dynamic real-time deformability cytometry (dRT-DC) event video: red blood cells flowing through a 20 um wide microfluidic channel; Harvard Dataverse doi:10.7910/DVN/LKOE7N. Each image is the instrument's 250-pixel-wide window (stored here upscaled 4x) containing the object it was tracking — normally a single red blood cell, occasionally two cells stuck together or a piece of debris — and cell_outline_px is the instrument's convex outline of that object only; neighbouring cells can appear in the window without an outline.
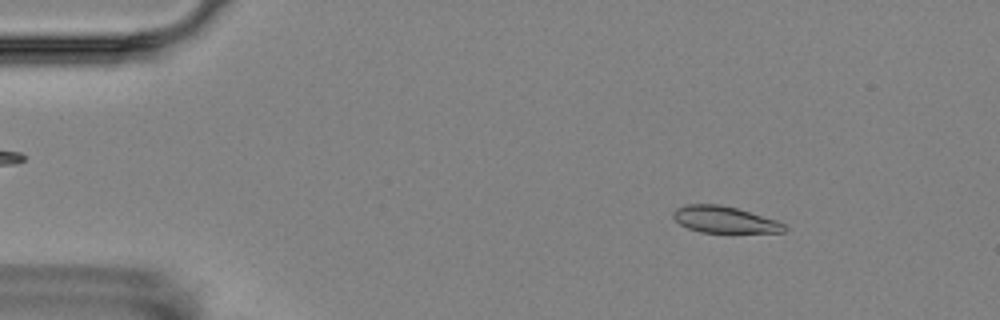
{"species": "Egyptian fruit bat (a non-hibernating species)", "species_latin": "Rousettus aegyptiacus", "temperature_condition": "room temperature", "stored_images_in_passage": 7, "camera_frame_rate_fps": 3000, "um_per_image_px": 0.085, "animal": {"sex": "female"}, "frame": {"image": 1, "passage_image": 3, "time_ms": 2.333, "image_size_px": [1000, 320], "cell_outline_px": [[788, 228], [784, 232], [700, 232], [688, 228], [680, 224], [672, 216], [672, 212], [676, 208], [684, 204], [720, 204], [736, 208], [776, 220], [784, 224]], "centroid_in_image_um": [61.54, 18.66], "position_along_channel_um": 23.5, "area_um2": 17.11}}
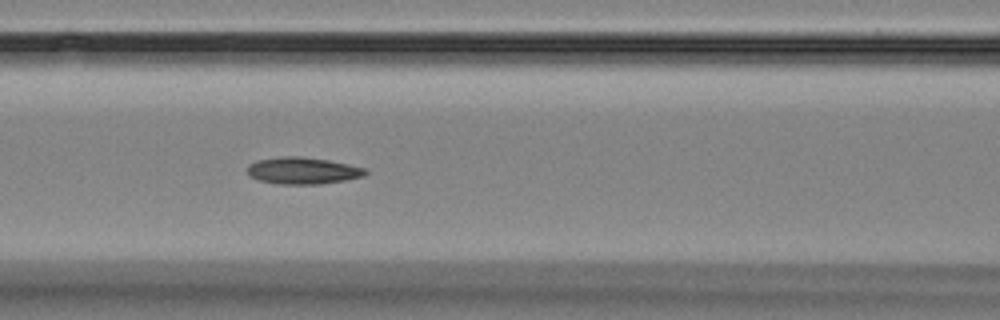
{"frame": {"image": 2, "passage_image": 7, "time_ms": 7.667, "image_size_px": [1000, 320], "cell_outline_px": [[368, 172], [364, 176], [344, 180], [320, 184], [276, 184], [260, 180], [248, 176], [248, 164], [256, 160], [280, 156], [300, 156], [328, 160], [368, 168]], "centroid_in_image_um": [25.73, 14.5], "position_along_channel_um": 140.9, "area_um2": 18.61}}